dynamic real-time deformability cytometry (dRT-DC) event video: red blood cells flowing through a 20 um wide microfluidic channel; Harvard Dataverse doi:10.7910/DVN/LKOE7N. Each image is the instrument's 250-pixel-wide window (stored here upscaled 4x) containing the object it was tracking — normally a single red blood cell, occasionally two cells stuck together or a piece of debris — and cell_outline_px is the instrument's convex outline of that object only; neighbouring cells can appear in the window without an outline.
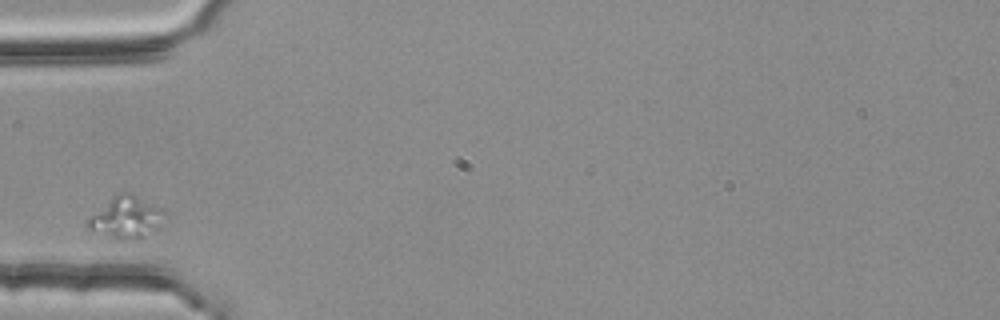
{"species": "common noctule bat (a hibernating species)", "species_latin": "Nyctalus noctula", "temperature_condition": "room temperature", "stored_images_in_passage": 1, "camera_frame_rate_fps": 3000, "um_per_image_px": 0.085, "animal": {"sex": "female", "body_mass_g": 25.1}, "frame": {"image": 1, "passage_image": 1, "time_ms": 0.0, "image_size_px": [1000, 320], "cell_outline_px": [[168, 212], [156, 228], [136, 240], [120, 240], [88, 228], [84, 224], [112, 196], [120, 192], [132, 192], [164, 208]], "centroid_in_image_um": [10.78, 18.44], "position_along_channel_um": 74.2, "area_um2": 18.61}}